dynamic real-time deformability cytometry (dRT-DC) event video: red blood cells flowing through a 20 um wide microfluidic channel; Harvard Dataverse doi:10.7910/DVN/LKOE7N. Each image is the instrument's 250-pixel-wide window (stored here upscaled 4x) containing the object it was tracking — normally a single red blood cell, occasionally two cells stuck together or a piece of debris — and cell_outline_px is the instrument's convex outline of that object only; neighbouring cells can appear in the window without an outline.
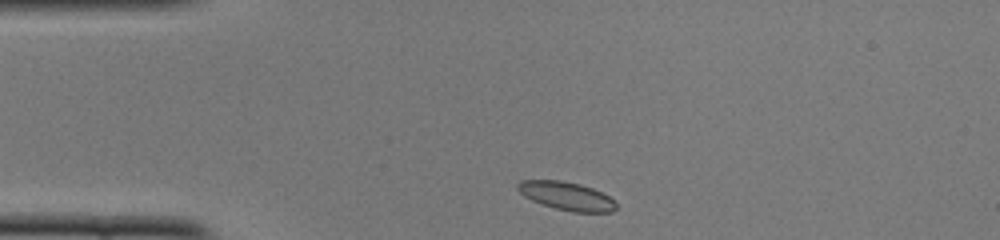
{"species": "common noctule bat (a hibernating species)", "species_latin": "Nyctalus noctula", "temperature_condition": "cold", "stored_images_in_passage": 41, "camera_frame_rate_fps": 3000, "um_per_image_px": 0.085, "animal": {"sex": "female", "body_mass_g": 22.0, "forearm_length_mm": 56.7}, "frame": {"image": 1, "passage_image": 1, "time_ms": 0.0, "image_size_px": [1000, 240], "cell_outline_px": [[616, 208], [612, 212], [572, 212], [556, 208], [532, 200], [524, 196], [516, 188], [516, 184], [520, 180], [560, 180], [580, 184], [592, 188], [608, 196], [616, 204]], "centroid_in_image_um": [48.13, 16.65], "position_along_channel_um": 36.9, "area_um2": 16.07}}
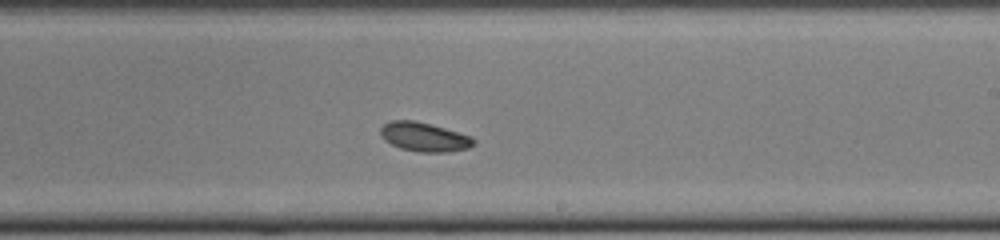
{"frame": {"image": 2, "passage_image": 20, "time_ms": 6.333, "image_size_px": [1000, 240], "cell_outline_px": [[476, 144], [468, 148], [448, 152], [420, 152], [400, 148], [384, 140], [380, 136], [380, 128], [384, 124], [392, 120], [416, 120], [432, 124], [472, 136], [476, 140]], "centroid_in_image_um": [36.07, 11.63], "position_along_channel_um": 252.9, "area_um2": 16.01}}
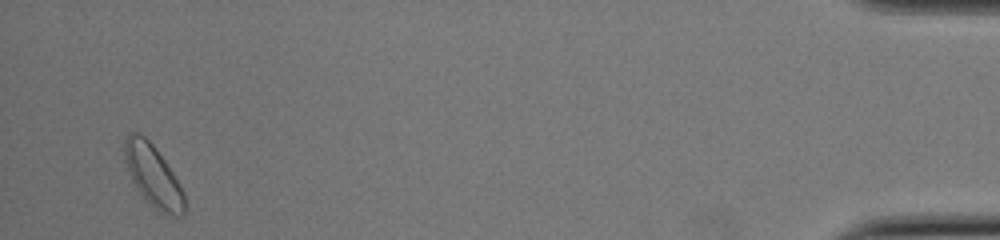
{"frame": {"image": 3, "passage_image": 39, "time_ms": 12.667, "image_size_px": [1000, 240], "cell_outline_px": [[184, 216], [168, 216], [160, 212], [136, 188], [132, 180], [124, 160], [124, 140], [132, 132], [140, 132], [152, 144], [164, 160], [172, 172], [184, 192]], "centroid_in_image_um": [13.01, 14.93], "position_along_channel_um": 422.2, "area_um2": 21.15}, "authors_computed_cell_mechanics": {"area_um2": 16.1262, "velocity_mm_per_s": 3.928, "shape_relaxation_time_tau1_ms": null, "shape_relaxation_time_tau2_ms": 9.1977, "deformation_change_tau1": null, "deformation_change_tau2": 0.1024}}